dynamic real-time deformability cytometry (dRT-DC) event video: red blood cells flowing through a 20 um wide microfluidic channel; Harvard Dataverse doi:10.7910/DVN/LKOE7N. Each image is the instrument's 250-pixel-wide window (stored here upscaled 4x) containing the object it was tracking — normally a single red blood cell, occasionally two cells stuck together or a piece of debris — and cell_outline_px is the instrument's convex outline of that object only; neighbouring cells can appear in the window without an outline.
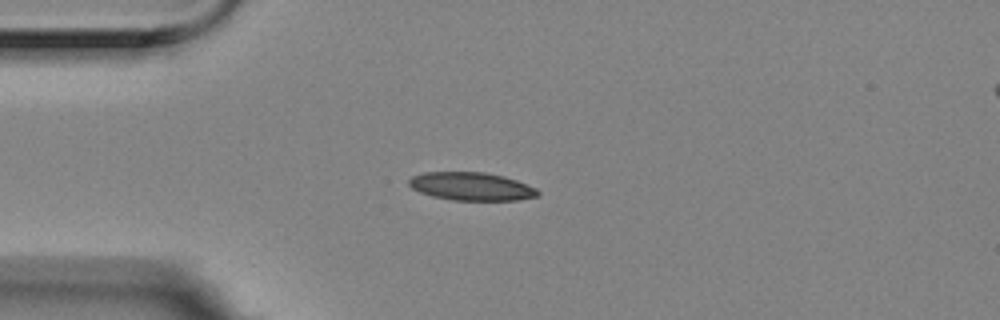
{"species": "Egyptian fruit bat (a non-hibernating species)", "species_latin": "Rousettus aegyptiacus", "temperature_condition": "room temperature", "stored_images_in_passage": 5, "camera_frame_rate_fps": 3000, "um_per_image_px": 0.085, "animal": {"sex": "female"}, "frame": {"image": 1, "passage_image": 3, "time_ms": 0.667, "image_size_px": [1000, 320], "cell_outline_px": [[540, 196], [516, 200], [452, 200], [432, 196], [420, 192], [412, 188], [408, 184], [408, 180], [412, 176], [424, 172], [484, 172], [504, 176], [516, 180], [536, 188], [540, 192]], "centroid_in_image_um": [40.07, 15.84], "position_along_channel_um": 44.9, "area_um2": 21.15}}
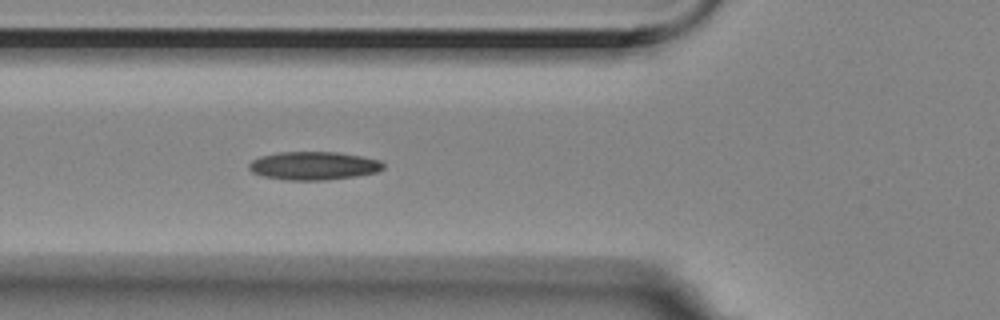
{"frame": {"image": 2, "passage_image": 5, "time_ms": 1.333, "image_size_px": [1000, 320], "cell_outline_px": [[384, 168], [376, 172], [356, 176], [324, 180], [288, 180], [264, 176], [252, 172], [248, 168], [248, 164], [252, 160], [260, 156], [280, 152], [336, 152], [360, 156], [380, 160], [384, 164]], "centroid_in_image_um": [26.65, 14.08], "position_along_channel_um": 99.2, "area_um2": 22.02}}